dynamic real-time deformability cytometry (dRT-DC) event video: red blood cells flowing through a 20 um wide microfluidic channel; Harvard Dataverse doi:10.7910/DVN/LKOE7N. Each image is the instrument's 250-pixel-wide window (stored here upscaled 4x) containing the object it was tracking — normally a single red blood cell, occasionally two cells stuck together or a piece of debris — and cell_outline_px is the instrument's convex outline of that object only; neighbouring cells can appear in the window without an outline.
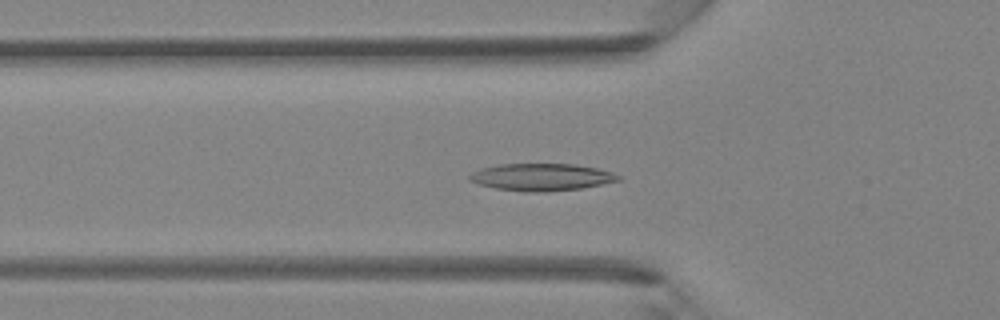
{"species": "Egyptian fruit bat (a non-hibernating species)", "species_latin": "Rousettus aegyptiacus", "temperature_condition": "room temperature", "stored_images_in_passage": 36, "camera_frame_rate_fps": 3000, "um_per_image_px": 0.085, "animal": {"sex": "female"}, "frame": {"image": 1, "passage_image": 7, "time_ms": 2.0, "image_size_px": [1000, 320], "cell_outline_px": [[620, 180], [580, 188], [536, 192], [524, 192], [496, 188], [480, 184], [468, 180], [468, 176], [472, 172], [480, 168], [500, 164], [576, 164], [596, 168], [612, 172], [620, 176]], "centroid_in_image_um": [45.99, 15.04], "position_along_channel_um": 79.8, "area_um2": 23.35}}
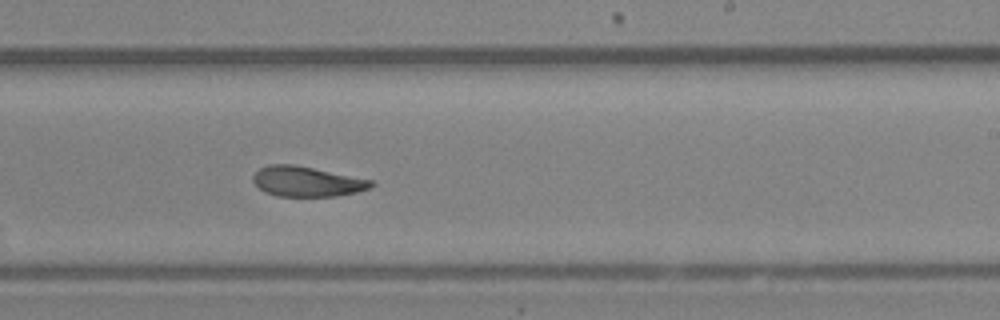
{"frame": {"image": 2, "passage_image": 19, "time_ms": 6.0, "image_size_px": [1000, 320], "cell_outline_px": [[376, 184], [368, 188], [356, 192], [336, 196], [276, 196], [264, 192], [252, 180], [252, 176], [260, 168], [268, 164], [292, 164], [372, 180]], "centroid_in_image_um": [26.05, 15.43], "position_along_channel_um": 263.0, "area_um2": 20.52}}
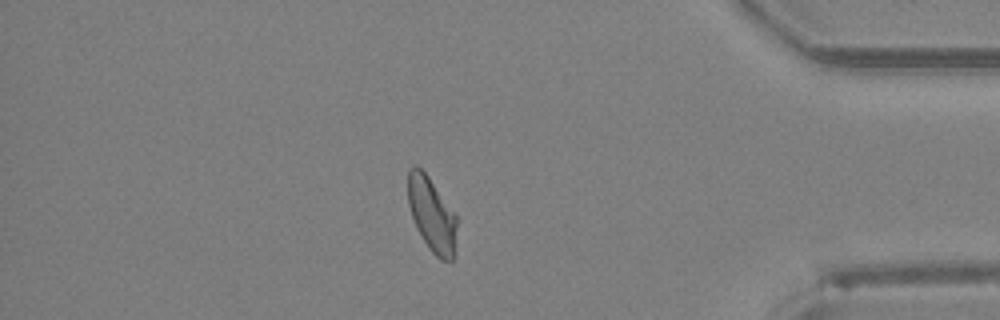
{"frame": {"image": 3, "passage_image": 30, "time_ms": 9.667, "image_size_px": [1000, 320], "cell_outline_px": [[456, 224], [452, 260], [440, 260], [432, 252], [416, 228], [408, 204], [408, 168], [412, 164], [416, 164], [428, 176], [456, 212]], "centroid_in_image_um": [36.68, 18.17], "position_along_channel_um": 398.5, "area_um2": 21.04}}